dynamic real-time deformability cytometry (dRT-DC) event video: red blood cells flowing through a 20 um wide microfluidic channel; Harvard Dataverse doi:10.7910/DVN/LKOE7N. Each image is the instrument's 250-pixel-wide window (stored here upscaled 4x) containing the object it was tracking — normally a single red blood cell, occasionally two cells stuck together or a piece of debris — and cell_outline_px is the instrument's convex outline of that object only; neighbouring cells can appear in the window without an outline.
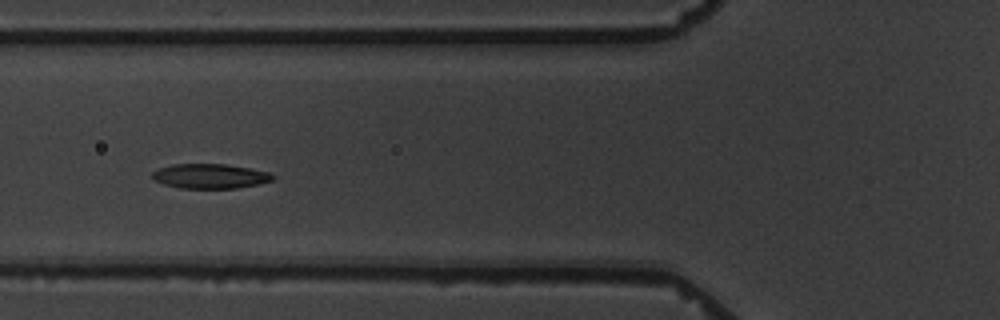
{"species": "common noctule bat (a hibernating species)", "species_latin": "Nyctalus noctula", "temperature_condition": "warm", "stored_images_in_passage": 7, "camera_frame_rate_fps": 3000, "um_per_image_px": 0.085, "animal": {"sex": "male", "body_mass_g": 19.5, "forearm_length_mm": 54.6}, "frame": {"image": 1, "passage_image": 5, "time_ms": 4.667, "image_size_px": [1000, 320], "cell_outline_px": [[276, 176], [272, 180], [260, 184], [236, 188], [180, 188], [164, 184], [152, 180], [152, 172], [160, 168], [172, 164], [228, 164], [252, 168], [268, 172]], "centroid_in_image_um": [17.87, 14.97], "position_along_channel_um": 107.9, "area_um2": 17.46}}
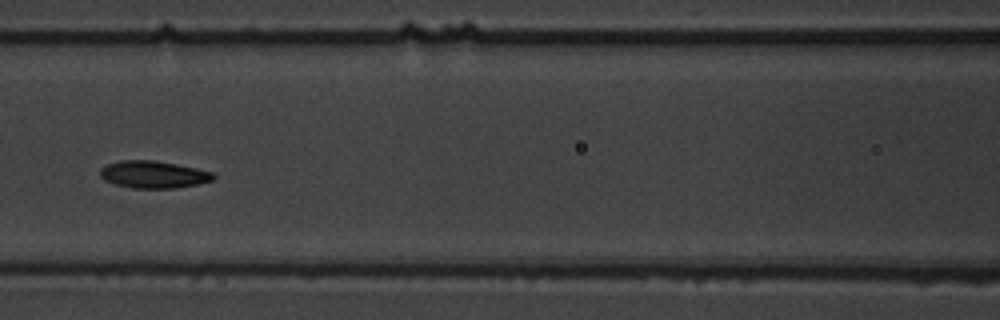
{"frame": {"image": 2, "passage_image": 6, "time_ms": 6.0, "image_size_px": [1000, 320], "cell_outline_px": [[216, 176], [212, 180], [196, 184], [176, 188], [132, 188], [116, 184], [104, 180], [100, 176], [100, 168], [108, 164], [120, 160], [152, 160], [176, 164], [216, 172]], "centroid_in_image_um": [13.05, 14.83], "position_along_channel_um": 153.5, "area_um2": 17.98}}
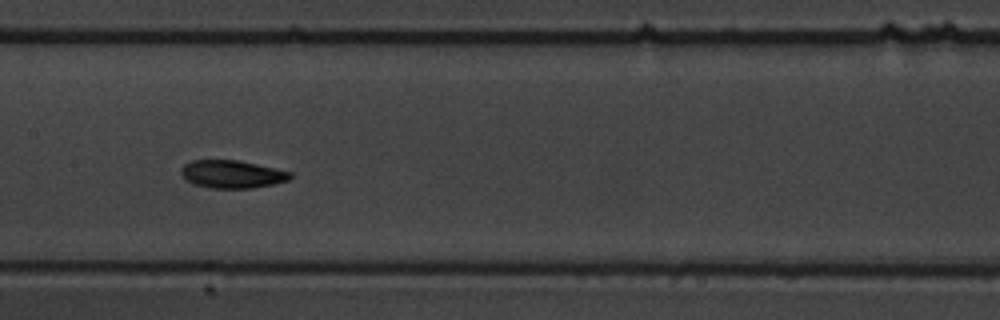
{"frame": {"image": 3, "passage_image": 7, "time_ms": 7.0, "image_size_px": [1000, 320], "cell_outline_px": [[292, 176], [288, 180], [272, 184], [252, 188], [212, 188], [192, 184], [180, 172], [180, 168], [184, 164], [192, 160], [236, 160], [276, 168], [292, 172]], "centroid_in_image_um": [19.71, 14.8], "position_along_channel_um": 187.7, "area_um2": 17.63}}